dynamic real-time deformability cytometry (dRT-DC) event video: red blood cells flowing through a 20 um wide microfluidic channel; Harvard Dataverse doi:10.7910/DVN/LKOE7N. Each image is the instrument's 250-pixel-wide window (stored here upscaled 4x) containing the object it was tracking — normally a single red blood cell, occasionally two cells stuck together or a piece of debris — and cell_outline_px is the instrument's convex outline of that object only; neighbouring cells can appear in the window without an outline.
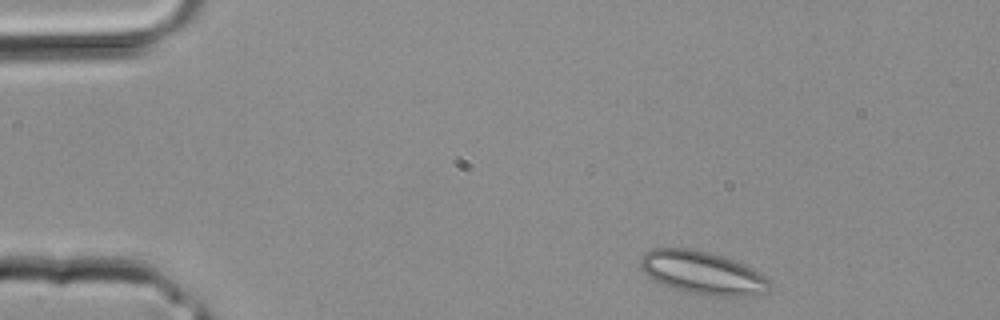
{"species": "common noctule bat (a hibernating species)", "species_latin": "Nyctalus noctula", "temperature_condition": "room temperature", "stored_images_in_passage": 2, "camera_frame_rate_fps": 3000, "um_per_image_px": 0.085, "animal": {"sex": "male", "body_mass_g": 20.4}, "frame": {"image": 1, "passage_image": 1, "time_ms": 0.0, "image_size_px": [1000, 320], "cell_outline_px": [[772, 284], [764, 292], [744, 296], [708, 296], [688, 292], [664, 284], [648, 276], [640, 268], [640, 256], [644, 252], [652, 248], [688, 248], [708, 252], [724, 256], [744, 264], [760, 272]], "centroid_in_image_um": [59.69, 23.17], "position_along_channel_um": 25.3, "area_um2": 32.19}}